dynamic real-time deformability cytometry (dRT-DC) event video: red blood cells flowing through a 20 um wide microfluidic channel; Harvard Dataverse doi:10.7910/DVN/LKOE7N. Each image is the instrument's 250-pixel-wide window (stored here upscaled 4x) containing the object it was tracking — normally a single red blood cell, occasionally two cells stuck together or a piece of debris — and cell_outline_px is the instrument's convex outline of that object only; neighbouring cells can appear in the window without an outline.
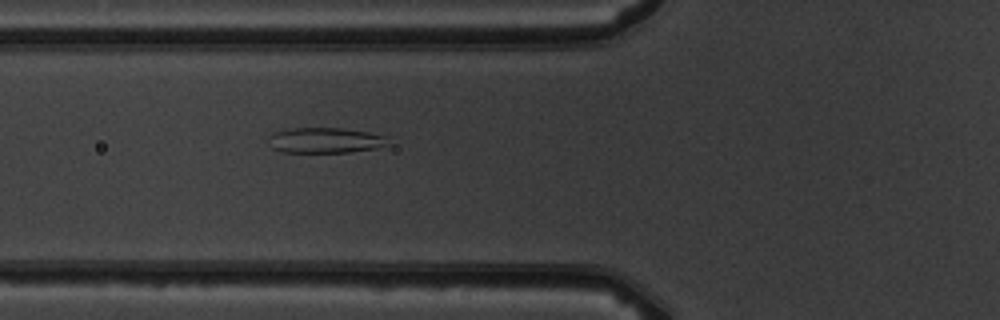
{"species": "common noctule bat (a hibernating species)", "species_latin": "Nyctalus noctula", "temperature_condition": "warm", "stored_images_in_passage": 2, "camera_frame_rate_fps": 3000, "um_per_image_px": 0.085, "animal": {"sex": "male", "body_mass_g": 19.5, "forearm_length_mm": 54.6}, "frame": {"image": 1, "passage_image": 2, "time_ms": 1.0, "image_size_px": [1000, 320], "cell_outline_px": [[388, 144], [376, 148], [348, 152], [280, 152], [272, 148], [268, 136], [276, 132], [288, 128], [340, 128], [368, 132], [388, 136]], "centroid_in_image_um": [27.64, 11.92], "position_along_channel_um": 98.2, "area_um2": 17.69}}